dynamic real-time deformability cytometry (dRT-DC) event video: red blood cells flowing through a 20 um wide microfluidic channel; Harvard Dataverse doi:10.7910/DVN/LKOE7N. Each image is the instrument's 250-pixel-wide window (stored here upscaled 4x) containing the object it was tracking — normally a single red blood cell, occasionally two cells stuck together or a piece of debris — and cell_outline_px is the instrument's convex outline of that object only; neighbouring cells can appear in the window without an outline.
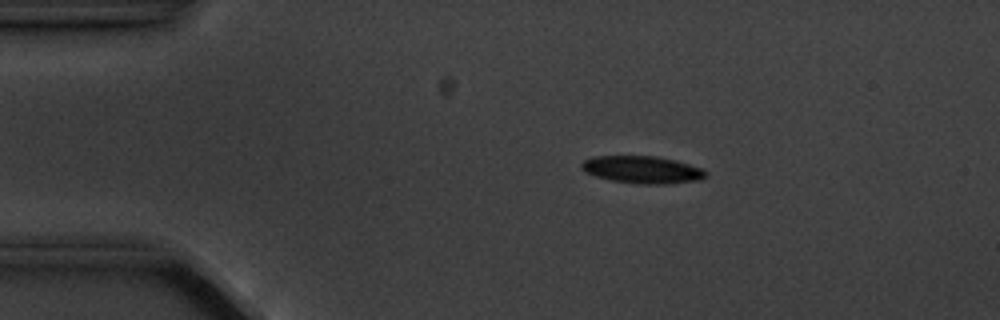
{"species": "common noctule bat (a hibernating species)", "species_latin": "Nyctalus noctula", "temperature_condition": "cold", "stored_images_in_passage": 8, "camera_frame_rate_fps": 3000, "um_per_image_px": 0.085, "animal": {"sex": "male", "body_mass_g": 20.1, "forearm_length_mm": 53.5}, "frame": {"image": 1, "passage_image": 3, "time_ms": 2.333, "image_size_px": [1000, 320], "cell_outline_px": [[708, 176], [700, 180], [660, 184], [636, 184], [612, 180], [596, 176], [584, 172], [580, 168], [580, 164], [584, 160], [592, 156], [656, 156], [676, 160], [704, 168], [708, 172]], "centroid_in_image_um": [54.61, 14.42], "position_along_channel_um": 30.4, "area_um2": 20.06}}